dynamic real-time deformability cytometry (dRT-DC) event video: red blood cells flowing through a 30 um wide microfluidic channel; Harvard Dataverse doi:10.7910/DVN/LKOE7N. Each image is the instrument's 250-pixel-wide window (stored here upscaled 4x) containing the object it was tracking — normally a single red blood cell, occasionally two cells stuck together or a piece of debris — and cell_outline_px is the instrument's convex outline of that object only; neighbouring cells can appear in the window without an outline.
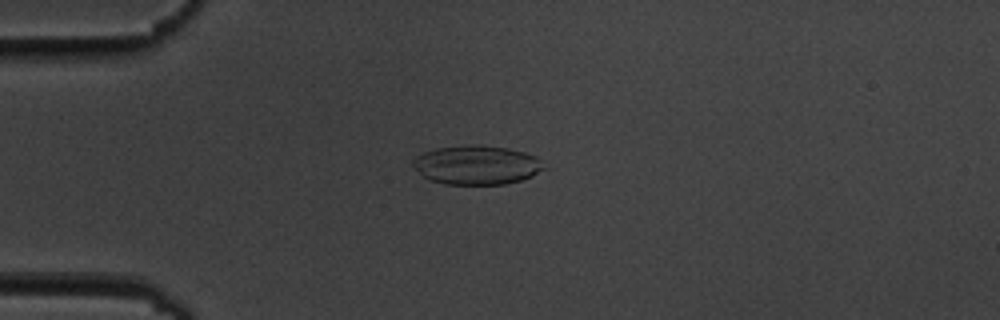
{"species": "common noctule bat (a hibernating species)", "species_latin": "Nyctalus noctula", "temperature_condition": "cold", "stored_images_in_passage": 55, "camera_frame_rate_fps": 3000, "um_per_image_px": 0.085, "animal": {"sex": "male", "body_mass_g": 19.5, "forearm_length_mm": 54.6}, "frame": {"image": 1, "passage_image": 14, "time_ms": 4.333, "image_size_px": [1000, 320], "cell_outline_px": [[548, 168], [532, 176], [520, 180], [504, 184], [444, 184], [428, 180], [412, 168], [412, 160], [416, 156], [424, 152], [436, 148], [464, 144], [476, 144], [508, 148], [524, 152], [536, 156]], "centroid_in_image_um": [40.5, 14.02], "position_along_channel_um": 44.5, "area_um2": 30.29}}
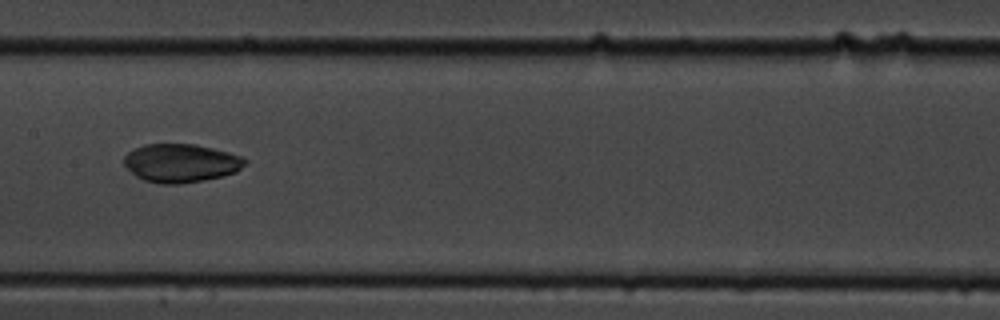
{"frame": {"image": 2, "passage_image": 28, "time_ms": 9.0, "image_size_px": [1000, 320], "cell_outline_px": [[248, 160], [236, 172], [204, 180], [180, 184], [160, 184], [144, 180], [136, 176], [124, 164], [124, 156], [128, 152], [144, 144], [196, 144], [228, 152], [240, 156]], "centroid_in_image_um": [15.36, 13.86], "position_along_channel_um": 192.0, "area_um2": 26.93}}
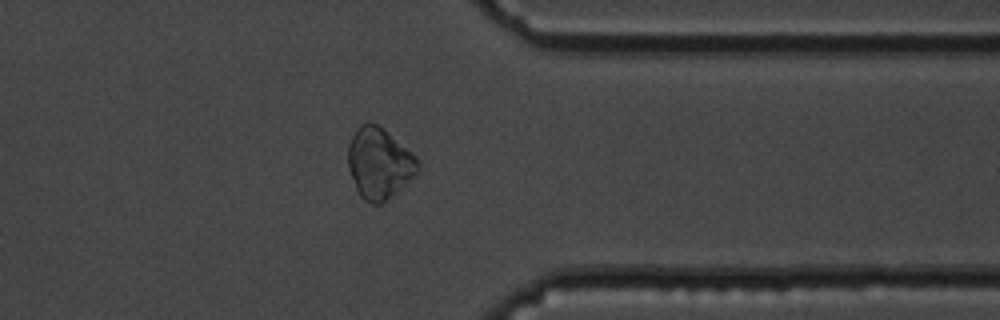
{"frame": {"image": 3, "passage_image": 44, "time_ms": 14.333, "image_size_px": [1000, 320], "cell_outline_px": [[420, 168], [396, 192], [380, 204], [372, 204], [364, 200], [360, 196], [356, 188], [348, 168], [348, 144], [356, 128], [364, 124], [376, 124], [384, 128], [412, 152], [416, 156], [420, 164]], "centroid_in_image_um": [32.22, 13.87], "position_along_channel_um": 379.2, "area_um2": 28.55}, "authors_computed_cell_mechanics": {"area_um2": 29.4202, "velocity_mm_per_s": 3.6238, "shape_relaxation_time_tau1_ms": 4.5233, "shape_relaxation_time_tau2_ms": 5.6962, "deformation_change_tau1": 0.1183, "deformation_change_tau2": 0.0496}}